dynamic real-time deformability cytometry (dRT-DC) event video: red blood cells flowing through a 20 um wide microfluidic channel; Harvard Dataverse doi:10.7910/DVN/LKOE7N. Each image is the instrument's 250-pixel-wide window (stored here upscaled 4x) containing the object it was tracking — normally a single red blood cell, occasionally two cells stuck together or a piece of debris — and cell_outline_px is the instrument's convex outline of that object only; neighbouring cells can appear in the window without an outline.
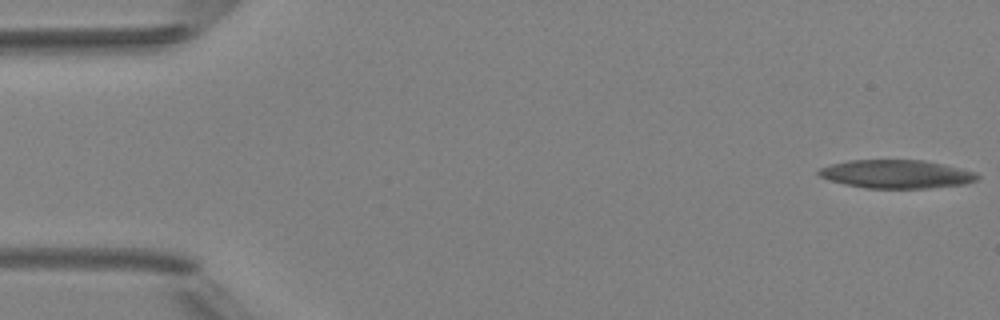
{"species": "Egyptian fruit bat (a non-hibernating species)", "species_latin": "Rousettus aegyptiacus", "temperature_condition": "room temperature", "stored_images_in_passage": 51, "camera_frame_rate_fps": 3000, "um_per_image_px": 0.085, "animal": {"sex": "female"}, "frame": {"image": 1, "passage_image": 1, "time_ms": 0.0, "image_size_px": [1000, 320], "cell_outline_px": [[980, 176], [976, 180], [964, 184], [932, 188], [864, 188], [844, 184], [828, 180], [820, 176], [816, 172], [820, 168], [832, 164], [848, 160], [924, 160], [944, 164], [976, 172]], "centroid_in_image_um": [76.19, 14.8], "position_along_channel_um": 8.8, "area_um2": 26.36}}
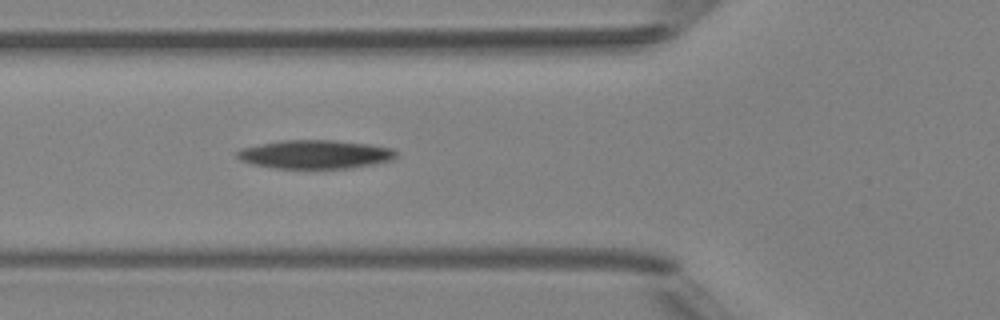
{"frame": {"image": 2, "passage_image": 19, "time_ms": 6.0, "image_size_px": [1000, 320], "cell_outline_px": [[396, 156], [392, 160], [372, 164], [348, 168], [276, 168], [252, 164], [240, 160], [236, 156], [236, 152], [240, 148], [280, 140], [332, 140], [368, 144], [392, 148], [396, 152]], "centroid_in_image_um": [26.75, 13.11], "position_along_channel_um": 99.1, "area_um2": 26.41}}
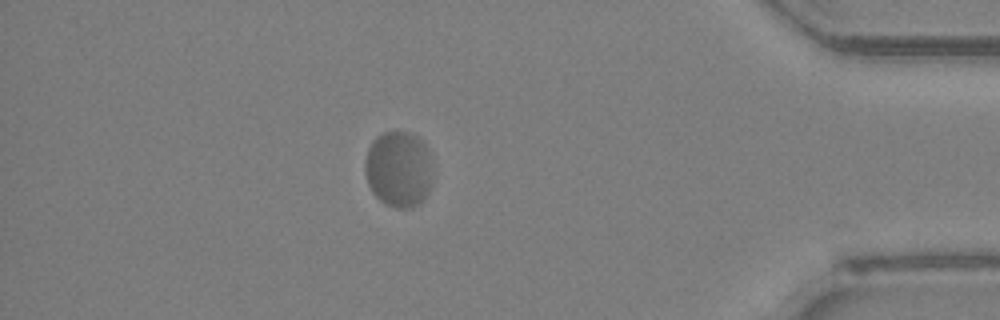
{"frame": {"image": 3, "passage_image": 45, "time_ms": 14.667, "image_size_px": [1000, 320], "cell_outline_px": [[432, 184], [428, 192], [412, 208], [396, 208], [380, 200], [372, 192], [368, 184], [364, 172], [364, 160], [368, 148], [372, 140], [376, 136], [384, 132], [408, 132], [416, 136], [428, 148], [432, 172]], "centroid_in_image_um": [33.86, 14.36], "position_along_channel_um": 401.3, "area_um2": 30.17}, "authors_computed_cell_mechanics": {"area_um2": 27.6284, "velocity_mm_per_s": 3.9619, "shape_relaxation_time_tau1_ms": 4.638, "shape_relaxation_time_tau2_ms": null, "deformation_change_tau1": 0.0973, "deformation_change_tau2": null}}